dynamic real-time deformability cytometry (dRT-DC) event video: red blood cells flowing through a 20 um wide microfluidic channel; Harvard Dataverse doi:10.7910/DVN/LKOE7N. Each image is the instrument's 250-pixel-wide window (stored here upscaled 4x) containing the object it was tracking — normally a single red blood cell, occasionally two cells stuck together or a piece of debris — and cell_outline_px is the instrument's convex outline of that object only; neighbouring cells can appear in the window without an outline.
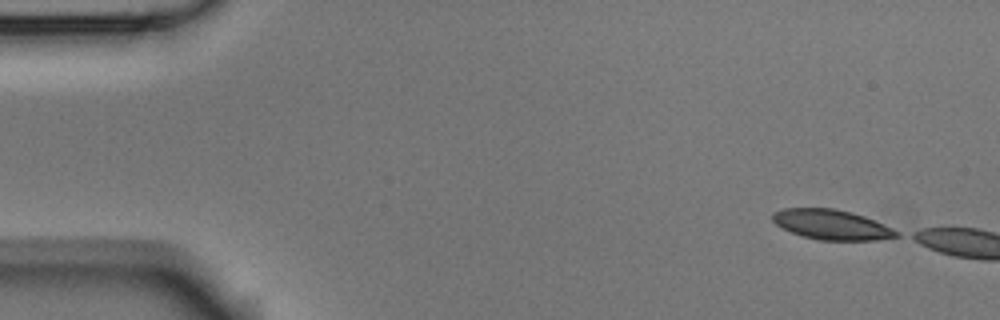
{"species": "Egyptian fruit bat (a non-hibernating species)", "species_latin": "Rousettus aegyptiacus", "temperature_condition": "room temperature", "stored_images_in_passage": 4, "camera_frame_rate_fps": 3000, "um_per_image_px": 0.085, "animal": {"sex": "male"}, "frame": {"image": 1, "passage_image": 1, "time_ms": 0.0, "image_size_px": [1000, 320], "cell_outline_px": [[900, 236], [876, 240], [820, 240], [804, 236], [792, 232], [776, 224], [772, 220], [772, 212], [784, 208], [832, 208], [852, 212], [864, 216], [892, 228], [900, 232]], "centroid_in_image_um": [70.69, 19.09], "position_along_channel_um": 14.3, "area_um2": 21.5}}